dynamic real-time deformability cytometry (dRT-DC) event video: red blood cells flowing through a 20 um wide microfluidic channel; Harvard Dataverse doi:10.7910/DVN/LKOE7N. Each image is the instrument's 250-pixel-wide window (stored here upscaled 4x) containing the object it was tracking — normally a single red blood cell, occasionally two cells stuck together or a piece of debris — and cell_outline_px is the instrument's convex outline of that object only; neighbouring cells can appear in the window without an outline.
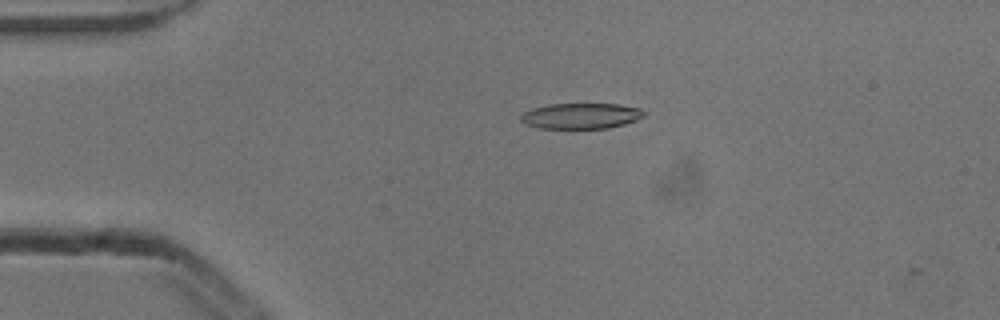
{"species": "common noctule bat (a hibernating species)", "species_latin": "Nyctalus noctula", "temperature_condition": "cold", "stored_images_in_passage": 3, "camera_frame_rate_fps": 3000, "um_per_image_px": 0.085, "animal": {"sex": "male", "body_mass_g": 13.3}, "frame": {"image": 1, "passage_image": 2, "time_ms": 0.333, "image_size_px": [1000, 320], "cell_outline_px": [[644, 116], [636, 120], [624, 124], [608, 128], [540, 128], [524, 124], [520, 120], [520, 116], [524, 112], [532, 108], [548, 104], [620, 104], [640, 108], [644, 112]], "centroid_in_image_um": [49.36, 9.85], "position_along_channel_um": 35.6, "area_um2": 18.44}}